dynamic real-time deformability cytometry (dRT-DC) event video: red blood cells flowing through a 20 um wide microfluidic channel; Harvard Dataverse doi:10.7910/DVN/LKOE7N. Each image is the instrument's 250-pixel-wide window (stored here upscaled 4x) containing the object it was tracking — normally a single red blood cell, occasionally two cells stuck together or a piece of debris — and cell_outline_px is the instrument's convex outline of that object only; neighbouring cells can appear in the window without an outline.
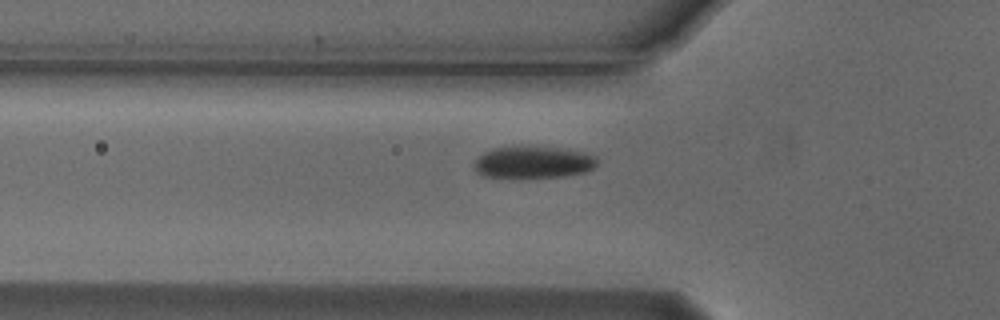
{"species": "Egyptian fruit bat (a non-hibernating species)", "species_latin": "Rousettus aegyptiacus", "temperature_condition": "cold", "stored_images_in_passage": 42, "camera_frame_rate_fps": 3000, "um_per_image_px": 0.085, "animal": {"sex": "male"}, "frame": {"image": 1, "passage_image": 11, "time_ms": 3.333, "image_size_px": [1000, 320], "cell_outline_px": [[596, 164], [588, 172], [564, 176], [484, 176], [476, 172], [472, 168], [472, 164], [484, 152], [492, 148], [556, 148], [584, 152], [596, 156]], "centroid_in_image_um": [45.32, 13.8], "position_along_channel_um": 80.5, "area_um2": 22.08}}
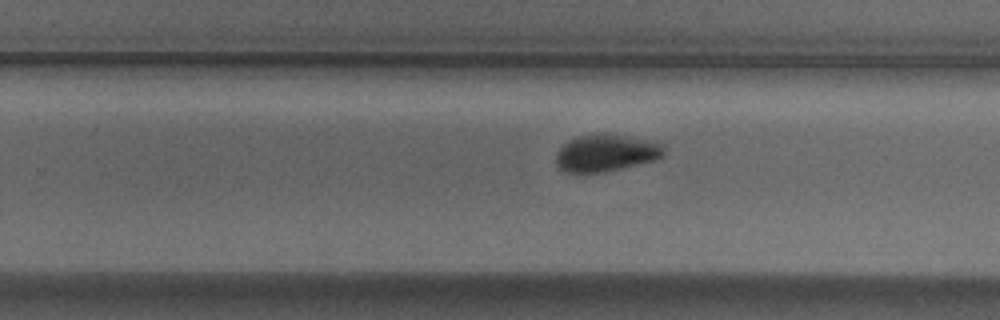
{"frame": {"image": 2, "passage_image": 27, "time_ms": 8.667, "image_size_px": [1000, 320], "cell_outline_px": [[664, 156], [656, 160], [604, 172], [564, 172], [556, 164], [556, 152], [568, 140], [576, 136], [600, 132], [604, 132], [664, 144]], "centroid_in_image_um": [51.49, 12.99], "position_along_channel_um": 278.3, "area_um2": 23.41}}
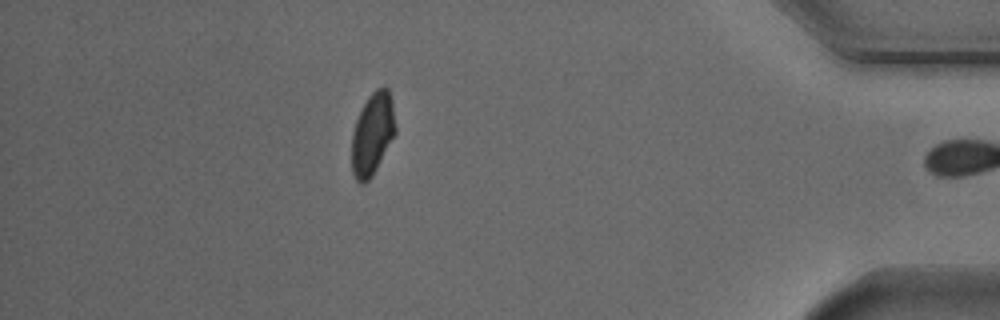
{"frame": {"image": 3, "passage_image": 41, "time_ms": 13.333, "image_size_px": [1000, 320], "cell_outline_px": [[396, 132], [372, 176], [364, 184], [360, 184], [356, 180], [352, 172], [352, 132], [356, 120], [368, 96], [376, 88], [388, 88], [392, 100], [396, 128]], "centroid_in_image_um": [31.66, 11.39], "position_along_channel_um": 403.5, "area_um2": 20.81}, "authors_computed_cell_mechanics": {"area_um2": 23.3801, "velocity_mm_per_s": 3.71, "shape_relaxation_time_tau1_ms": 3.1106, "shape_relaxation_time_tau2_ms": null, "deformation_change_tau1": 0.1128, "deformation_change_tau2": null}}